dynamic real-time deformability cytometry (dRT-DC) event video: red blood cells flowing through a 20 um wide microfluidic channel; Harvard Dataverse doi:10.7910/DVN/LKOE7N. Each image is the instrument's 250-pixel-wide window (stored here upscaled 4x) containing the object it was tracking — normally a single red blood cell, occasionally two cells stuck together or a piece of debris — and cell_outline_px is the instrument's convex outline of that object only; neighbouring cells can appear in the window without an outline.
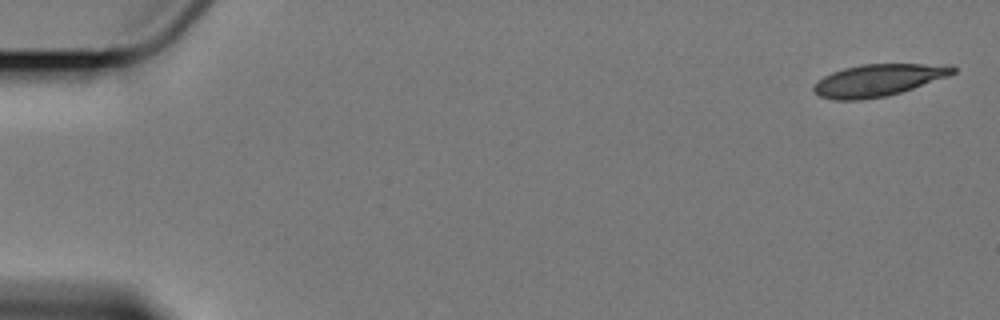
{"species": "Egyptian fruit bat (a non-hibernating species)", "species_latin": "Rousettus aegyptiacus", "temperature_condition": "cold", "stored_images_in_passage": 5, "camera_frame_rate_fps": 3000, "um_per_image_px": 0.085, "animal": {"sex": "female"}, "frame": {"image": 1, "passage_image": 1, "time_ms": 0.0, "image_size_px": [1000, 320], "cell_outline_px": [[956, 72], [948, 76], [900, 92], [884, 96], [860, 100], [836, 100], [820, 96], [812, 88], [824, 76], [832, 72], [844, 68], [860, 64], [952, 64], [956, 68]], "centroid_in_image_um": [74.68, 6.8], "position_along_channel_um": 10.3, "area_um2": 25.72}}